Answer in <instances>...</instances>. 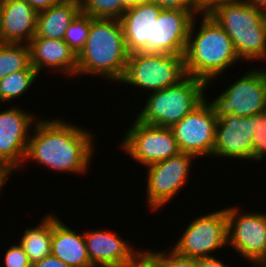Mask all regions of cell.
Wrapping results in <instances>:
<instances>
[{
  "instance_id": "37",
  "label": "cell",
  "mask_w": 266,
  "mask_h": 267,
  "mask_svg": "<svg viewBox=\"0 0 266 267\" xmlns=\"http://www.w3.org/2000/svg\"><path fill=\"white\" fill-rule=\"evenodd\" d=\"M252 6H255L258 10L266 13V0H244Z\"/></svg>"
},
{
  "instance_id": "24",
  "label": "cell",
  "mask_w": 266,
  "mask_h": 267,
  "mask_svg": "<svg viewBox=\"0 0 266 267\" xmlns=\"http://www.w3.org/2000/svg\"><path fill=\"white\" fill-rule=\"evenodd\" d=\"M39 76L36 70H20L8 74L0 80V103H9L24 96Z\"/></svg>"
},
{
  "instance_id": "1",
  "label": "cell",
  "mask_w": 266,
  "mask_h": 267,
  "mask_svg": "<svg viewBox=\"0 0 266 267\" xmlns=\"http://www.w3.org/2000/svg\"><path fill=\"white\" fill-rule=\"evenodd\" d=\"M33 129L25 162H36L52 172L85 175L95 151V135L92 132L62 118L46 120L41 119V116L34 123Z\"/></svg>"
},
{
  "instance_id": "23",
  "label": "cell",
  "mask_w": 266,
  "mask_h": 267,
  "mask_svg": "<svg viewBox=\"0 0 266 267\" xmlns=\"http://www.w3.org/2000/svg\"><path fill=\"white\" fill-rule=\"evenodd\" d=\"M20 70H35L31 66L29 45L0 43V80Z\"/></svg>"
},
{
  "instance_id": "10",
  "label": "cell",
  "mask_w": 266,
  "mask_h": 267,
  "mask_svg": "<svg viewBox=\"0 0 266 267\" xmlns=\"http://www.w3.org/2000/svg\"><path fill=\"white\" fill-rule=\"evenodd\" d=\"M131 125L119 147L142 167L181 152L170 128L144 124L136 118Z\"/></svg>"
},
{
  "instance_id": "29",
  "label": "cell",
  "mask_w": 266,
  "mask_h": 267,
  "mask_svg": "<svg viewBox=\"0 0 266 267\" xmlns=\"http://www.w3.org/2000/svg\"><path fill=\"white\" fill-rule=\"evenodd\" d=\"M3 261L4 267H32V263L20 243L7 248Z\"/></svg>"
},
{
  "instance_id": "3",
  "label": "cell",
  "mask_w": 266,
  "mask_h": 267,
  "mask_svg": "<svg viewBox=\"0 0 266 267\" xmlns=\"http://www.w3.org/2000/svg\"><path fill=\"white\" fill-rule=\"evenodd\" d=\"M129 55L120 20L90 17L87 42L77 56L76 76L95 75L119 84Z\"/></svg>"
},
{
  "instance_id": "26",
  "label": "cell",
  "mask_w": 266,
  "mask_h": 267,
  "mask_svg": "<svg viewBox=\"0 0 266 267\" xmlns=\"http://www.w3.org/2000/svg\"><path fill=\"white\" fill-rule=\"evenodd\" d=\"M90 29V16L80 12L68 26L63 41L78 56L84 49Z\"/></svg>"
},
{
  "instance_id": "28",
  "label": "cell",
  "mask_w": 266,
  "mask_h": 267,
  "mask_svg": "<svg viewBox=\"0 0 266 267\" xmlns=\"http://www.w3.org/2000/svg\"><path fill=\"white\" fill-rule=\"evenodd\" d=\"M254 130L253 160L261 162L266 159V112L254 115Z\"/></svg>"
},
{
  "instance_id": "19",
  "label": "cell",
  "mask_w": 266,
  "mask_h": 267,
  "mask_svg": "<svg viewBox=\"0 0 266 267\" xmlns=\"http://www.w3.org/2000/svg\"><path fill=\"white\" fill-rule=\"evenodd\" d=\"M161 11L162 8L150 1L131 5L125 10L120 22L129 53L147 52V42H152L153 22Z\"/></svg>"
},
{
  "instance_id": "22",
  "label": "cell",
  "mask_w": 266,
  "mask_h": 267,
  "mask_svg": "<svg viewBox=\"0 0 266 267\" xmlns=\"http://www.w3.org/2000/svg\"><path fill=\"white\" fill-rule=\"evenodd\" d=\"M52 230L53 213L43 217L36 227L32 226L24 230L19 243L32 264L51 254Z\"/></svg>"
},
{
  "instance_id": "27",
  "label": "cell",
  "mask_w": 266,
  "mask_h": 267,
  "mask_svg": "<svg viewBox=\"0 0 266 267\" xmlns=\"http://www.w3.org/2000/svg\"><path fill=\"white\" fill-rule=\"evenodd\" d=\"M145 252L156 262L159 267H197V259L186 258L170 251L147 250Z\"/></svg>"
},
{
  "instance_id": "13",
  "label": "cell",
  "mask_w": 266,
  "mask_h": 267,
  "mask_svg": "<svg viewBox=\"0 0 266 267\" xmlns=\"http://www.w3.org/2000/svg\"><path fill=\"white\" fill-rule=\"evenodd\" d=\"M218 117L207 98L170 129L181 152L212 157Z\"/></svg>"
},
{
  "instance_id": "38",
  "label": "cell",
  "mask_w": 266,
  "mask_h": 267,
  "mask_svg": "<svg viewBox=\"0 0 266 267\" xmlns=\"http://www.w3.org/2000/svg\"><path fill=\"white\" fill-rule=\"evenodd\" d=\"M149 0H122V2L127 6H131L140 2H148Z\"/></svg>"
},
{
  "instance_id": "4",
  "label": "cell",
  "mask_w": 266,
  "mask_h": 267,
  "mask_svg": "<svg viewBox=\"0 0 266 267\" xmlns=\"http://www.w3.org/2000/svg\"><path fill=\"white\" fill-rule=\"evenodd\" d=\"M209 15L228 34L241 62L266 60V13L238 0L216 7Z\"/></svg>"
},
{
  "instance_id": "8",
  "label": "cell",
  "mask_w": 266,
  "mask_h": 267,
  "mask_svg": "<svg viewBox=\"0 0 266 267\" xmlns=\"http://www.w3.org/2000/svg\"><path fill=\"white\" fill-rule=\"evenodd\" d=\"M170 249L186 258L214 257L211 252L228 246L227 207L197 216Z\"/></svg>"
},
{
  "instance_id": "39",
  "label": "cell",
  "mask_w": 266,
  "mask_h": 267,
  "mask_svg": "<svg viewBox=\"0 0 266 267\" xmlns=\"http://www.w3.org/2000/svg\"><path fill=\"white\" fill-rule=\"evenodd\" d=\"M256 267H266V255Z\"/></svg>"
},
{
  "instance_id": "34",
  "label": "cell",
  "mask_w": 266,
  "mask_h": 267,
  "mask_svg": "<svg viewBox=\"0 0 266 267\" xmlns=\"http://www.w3.org/2000/svg\"><path fill=\"white\" fill-rule=\"evenodd\" d=\"M197 258V267H230L217 257Z\"/></svg>"
},
{
  "instance_id": "35",
  "label": "cell",
  "mask_w": 266,
  "mask_h": 267,
  "mask_svg": "<svg viewBox=\"0 0 266 267\" xmlns=\"http://www.w3.org/2000/svg\"><path fill=\"white\" fill-rule=\"evenodd\" d=\"M24 1H26L37 12H40L57 4L60 0H24Z\"/></svg>"
},
{
  "instance_id": "7",
  "label": "cell",
  "mask_w": 266,
  "mask_h": 267,
  "mask_svg": "<svg viewBox=\"0 0 266 267\" xmlns=\"http://www.w3.org/2000/svg\"><path fill=\"white\" fill-rule=\"evenodd\" d=\"M250 69L239 79L221 91L220 95L208 100L215 115L250 117L266 112V69Z\"/></svg>"
},
{
  "instance_id": "20",
  "label": "cell",
  "mask_w": 266,
  "mask_h": 267,
  "mask_svg": "<svg viewBox=\"0 0 266 267\" xmlns=\"http://www.w3.org/2000/svg\"><path fill=\"white\" fill-rule=\"evenodd\" d=\"M51 255L69 267H89L92 265L83 233L68 227L56 215H53Z\"/></svg>"
},
{
  "instance_id": "9",
  "label": "cell",
  "mask_w": 266,
  "mask_h": 267,
  "mask_svg": "<svg viewBox=\"0 0 266 267\" xmlns=\"http://www.w3.org/2000/svg\"><path fill=\"white\" fill-rule=\"evenodd\" d=\"M195 155L180 152L164 161L152 163L147 168L146 203L149 209L156 211L165 207L178 193L190 177L192 161ZM191 168V169H190Z\"/></svg>"
},
{
  "instance_id": "12",
  "label": "cell",
  "mask_w": 266,
  "mask_h": 267,
  "mask_svg": "<svg viewBox=\"0 0 266 267\" xmlns=\"http://www.w3.org/2000/svg\"><path fill=\"white\" fill-rule=\"evenodd\" d=\"M0 111V168L11 174L25 165L29 136L38 117L17 105Z\"/></svg>"
},
{
  "instance_id": "31",
  "label": "cell",
  "mask_w": 266,
  "mask_h": 267,
  "mask_svg": "<svg viewBox=\"0 0 266 267\" xmlns=\"http://www.w3.org/2000/svg\"><path fill=\"white\" fill-rule=\"evenodd\" d=\"M196 6L197 12L201 14H210L216 7L231 3L238 0H193Z\"/></svg>"
},
{
  "instance_id": "21",
  "label": "cell",
  "mask_w": 266,
  "mask_h": 267,
  "mask_svg": "<svg viewBox=\"0 0 266 267\" xmlns=\"http://www.w3.org/2000/svg\"><path fill=\"white\" fill-rule=\"evenodd\" d=\"M80 12L78 0H60L50 8L38 12L35 35L63 40L68 26Z\"/></svg>"
},
{
  "instance_id": "32",
  "label": "cell",
  "mask_w": 266,
  "mask_h": 267,
  "mask_svg": "<svg viewBox=\"0 0 266 267\" xmlns=\"http://www.w3.org/2000/svg\"><path fill=\"white\" fill-rule=\"evenodd\" d=\"M32 267H69L53 255L46 256L41 261L32 264Z\"/></svg>"
},
{
  "instance_id": "40",
  "label": "cell",
  "mask_w": 266,
  "mask_h": 267,
  "mask_svg": "<svg viewBox=\"0 0 266 267\" xmlns=\"http://www.w3.org/2000/svg\"><path fill=\"white\" fill-rule=\"evenodd\" d=\"M1 14H2V1H0V25H1Z\"/></svg>"
},
{
  "instance_id": "14",
  "label": "cell",
  "mask_w": 266,
  "mask_h": 267,
  "mask_svg": "<svg viewBox=\"0 0 266 267\" xmlns=\"http://www.w3.org/2000/svg\"><path fill=\"white\" fill-rule=\"evenodd\" d=\"M197 10L162 9L153 22L152 42L147 52L184 55Z\"/></svg>"
},
{
  "instance_id": "11",
  "label": "cell",
  "mask_w": 266,
  "mask_h": 267,
  "mask_svg": "<svg viewBox=\"0 0 266 267\" xmlns=\"http://www.w3.org/2000/svg\"><path fill=\"white\" fill-rule=\"evenodd\" d=\"M227 208L228 246L256 267L266 255V213Z\"/></svg>"
},
{
  "instance_id": "25",
  "label": "cell",
  "mask_w": 266,
  "mask_h": 267,
  "mask_svg": "<svg viewBox=\"0 0 266 267\" xmlns=\"http://www.w3.org/2000/svg\"><path fill=\"white\" fill-rule=\"evenodd\" d=\"M80 10L92 18L118 19L128 8L122 0H80Z\"/></svg>"
},
{
  "instance_id": "6",
  "label": "cell",
  "mask_w": 266,
  "mask_h": 267,
  "mask_svg": "<svg viewBox=\"0 0 266 267\" xmlns=\"http://www.w3.org/2000/svg\"><path fill=\"white\" fill-rule=\"evenodd\" d=\"M186 76L184 55L139 51L130 53L119 83L150 93L175 85Z\"/></svg>"
},
{
  "instance_id": "36",
  "label": "cell",
  "mask_w": 266,
  "mask_h": 267,
  "mask_svg": "<svg viewBox=\"0 0 266 267\" xmlns=\"http://www.w3.org/2000/svg\"><path fill=\"white\" fill-rule=\"evenodd\" d=\"M11 173L8 170L0 168V193L3 190V185L7 184L8 179L11 178Z\"/></svg>"
},
{
  "instance_id": "18",
  "label": "cell",
  "mask_w": 266,
  "mask_h": 267,
  "mask_svg": "<svg viewBox=\"0 0 266 267\" xmlns=\"http://www.w3.org/2000/svg\"><path fill=\"white\" fill-rule=\"evenodd\" d=\"M37 15L24 0H3L0 43L29 44L36 34Z\"/></svg>"
},
{
  "instance_id": "33",
  "label": "cell",
  "mask_w": 266,
  "mask_h": 267,
  "mask_svg": "<svg viewBox=\"0 0 266 267\" xmlns=\"http://www.w3.org/2000/svg\"><path fill=\"white\" fill-rule=\"evenodd\" d=\"M125 267H159L156 262L144 251L133 263Z\"/></svg>"
},
{
  "instance_id": "2",
  "label": "cell",
  "mask_w": 266,
  "mask_h": 267,
  "mask_svg": "<svg viewBox=\"0 0 266 267\" xmlns=\"http://www.w3.org/2000/svg\"><path fill=\"white\" fill-rule=\"evenodd\" d=\"M201 22L194 18L184 53L187 75L206 83H213L226 69L239 63L232 40L209 14H201ZM198 29H196L197 26ZM196 29V30H195Z\"/></svg>"
},
{
  "instance_id": "41",
  "label": "cell",
  "mask_w": 266,
  "mask_h": 267,
  "mask_svg": "<svg viewBox=\"0 0 266 267\" xmlns=\"http://www.w3.org/2000/svg\"><path fill=\"white\" fill-rule=\"evenodd\" d=\"M89 267H112V266H102V265H91Z\"/></svg>"
},
{
  "instance_id": "16",
  "label": "cell",
  "mask_w": 266,
  "mask_h": 267,
  "mask_svg": "<svg viewBox=\"0 0 266 267\" xmlns=\"http://www.w3.org/2000/svg\"><path fill=\"white\" fill-rule=\"evenodd\" d=\"M88 257L92 265L125 267L133 263L145 250L119 237L113 230L83 232Z\"/></svg>"
},
{
  "instance_id": "5",
  "label": "cell",
  "mask_w": 266,
  "mask_h": 267,
  "mask_svg": "<svg viewBox=\"0 0 266 267\" xmlns=\"http://www.w3.org/2000/svg\"><path fill=\"white\" fill-rule=\"evenodd\" d=\"M208 85L187 75L175 85L148 93L135 118L144 124L171 128L206 99Z\"/></svg>"
},
{
  "instance_id": "15",
  "label": "cell",
  "mask_w": 266,
  "mask_h": 267,
  "mask_svg": "<svg viewBox=\"0 0 266 267\" xmlns=\"http://www.w3.org/2000/svg\"><path fill=\"white\" fill-rule=\"evenodd\" d=\"M254 116L227 115L217 119L213 157L253 162Z\"/></svg>"
},
{
  "instance_id": "30",
  "label": "cell",
  "mask_w": 266,
  "mask_h": 267,
  "mask_svg": "<svg viewBox=\"0 0 266 267\" xmlns=\"http://www.w3.org/2000/svg\"><path fill=\"white\" fill-rule=\"evenodd\" d=\"M162 9L196 10L193 0H149Z\"/></svg>"
},
{
  "instance_id": "17",
  "label": "cell",
  "mask_w": 266,
  "mask_h": 267,
  "mask_svg": "<svg viewBox=\"0 0 266 267\" xmlns=\"http://www.w3.org/2000/svg\"><path fill=\"white\" fill-rule=\"evenodd\" d=\"M28 45L31 66L39 74L48 68L54 73H64V77H76L77 55L63 40L47 39L35 35Z\"/></svg>"
}]
</instances>
